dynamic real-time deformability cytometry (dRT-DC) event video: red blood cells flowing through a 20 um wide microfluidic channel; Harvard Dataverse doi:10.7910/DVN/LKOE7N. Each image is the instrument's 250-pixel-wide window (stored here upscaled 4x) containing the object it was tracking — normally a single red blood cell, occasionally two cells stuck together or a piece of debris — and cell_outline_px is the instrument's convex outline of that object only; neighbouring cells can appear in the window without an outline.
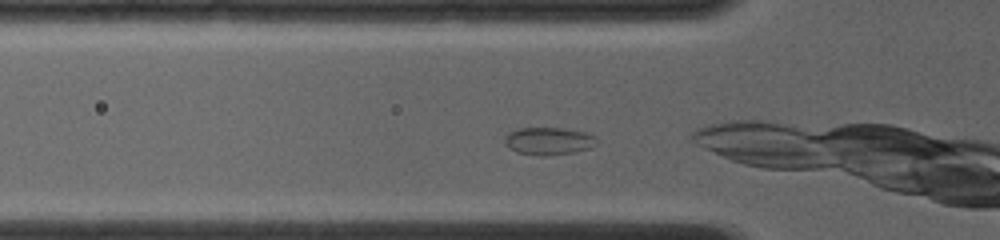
{"species": "common noctule bat (a hibernating species)", "species_latin": "Nyctalus noctula", "temperature_condition": "room temperature", "stored_images_in_passage": 39, "camera_frame_rate_fps": 4000, "um_per_image_px": 0.085, "animal": {"sex": "female", "body_mass_g": 19.0, "forearm_length_mm": 56.7}, "frame": {"image": 1, "passage_image": 2, "time_ms": 0.25, "image_size_px": [1000, 240], "cell_outline_px": [[596, 144], [588, 148], [572, 152], [544, 156], [540, 156], [516, 152], [504, 144], [504, 136], [508, 132], [516, 128], [564, 128], [584, 132], [596, 136]], "centroid_in_image_um": [46.58, 11.98], "position_along_channel_um": 79.2, "area_um2": 14.8}}
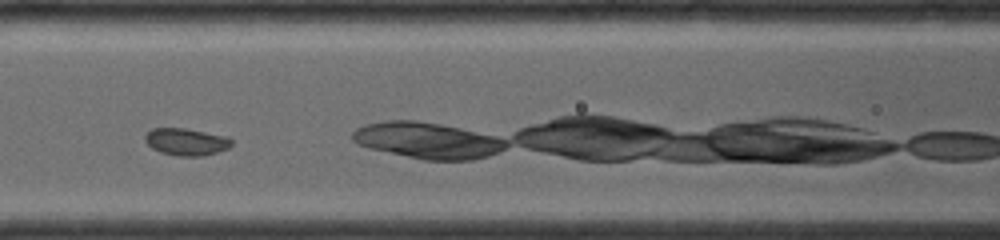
{"frame": {"image": 2, "passage_image": 9, "time_ms": 2.0, "image_size_px": [1000, 240], "cell_outline_px": [[232, 144], [228, 148], [204, 156], [176, 156], [160, 152], [152, 148], [144, 140], [144, 136], [152, 128], [184, 128], [228, 136], [232, 140]], "centroid_in_image_um": [15.83, 12.05], "position_along_channel_um": 150.8, "area_um2": 13.76}}
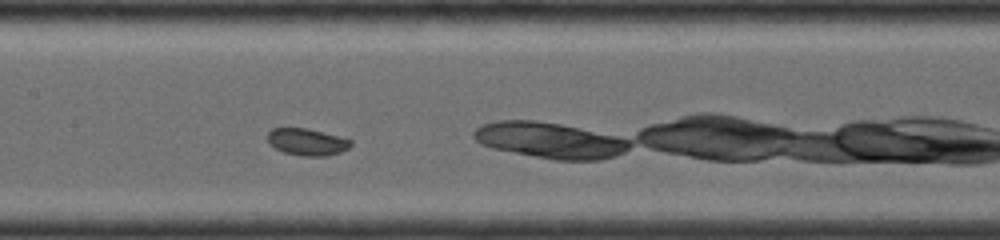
{"frame": {"image": 3, "passage_image": 12, "time_ms": 2.75, "image_size_px": [1000, 240], "cell_outline_px": [[352, 144], [348, 148], [340, 152], [328, 156], [300, 156], [284, 152], [276, 148], [268, 140], [268, 132], [272, 128], [308, 128], [340, 136], [352, 140]], "centroid_in_image_um": [26.13, 12.06], "position_along_channel_um": 181.3, "area_um2": 13.06}}